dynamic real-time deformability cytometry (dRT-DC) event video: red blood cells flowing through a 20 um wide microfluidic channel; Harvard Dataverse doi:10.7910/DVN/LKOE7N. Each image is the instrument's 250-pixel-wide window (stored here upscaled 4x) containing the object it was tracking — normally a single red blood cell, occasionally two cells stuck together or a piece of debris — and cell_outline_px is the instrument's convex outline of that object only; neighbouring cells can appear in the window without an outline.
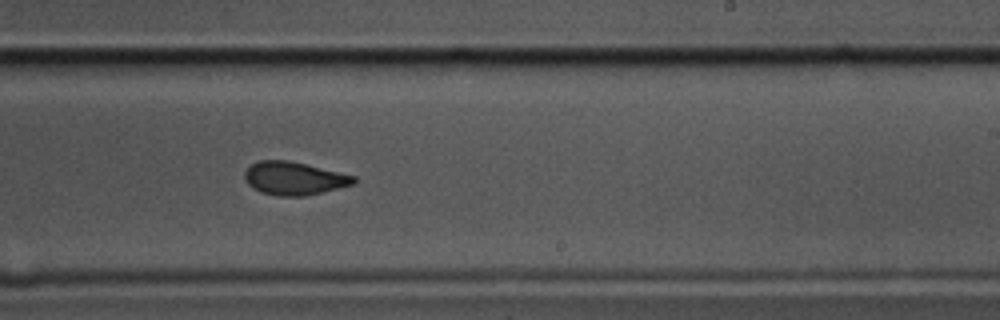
{"species": "common noctule bat (a hibernating species)", "species_latin": "Nyctalus noctula", "temperature_condition": "cold", "stored_images_in_passage": 25, "camera_frame_rate_fps": 3000, "um_per_image_px": 0.085, "animal": {"sex": "male", "body_mass_g": 17.5, "forearm_length_mm": 52.3}, "frame": {"image": 1, "passage_image": 22, "time_ms": 7.0, "image_size_px": [1000, 320], "cell_outline_px": [[356, 184], [304, 196], [280, 196], [260, 192], [252, 188], [244, 180], [244, 172], [252, 164], [260, 160], [288, 160], [356, 176]], "centroid_in_image_um": [24.99, 15.16], "position_along_channel_um": 264.0, "area_um2": 21.04}}